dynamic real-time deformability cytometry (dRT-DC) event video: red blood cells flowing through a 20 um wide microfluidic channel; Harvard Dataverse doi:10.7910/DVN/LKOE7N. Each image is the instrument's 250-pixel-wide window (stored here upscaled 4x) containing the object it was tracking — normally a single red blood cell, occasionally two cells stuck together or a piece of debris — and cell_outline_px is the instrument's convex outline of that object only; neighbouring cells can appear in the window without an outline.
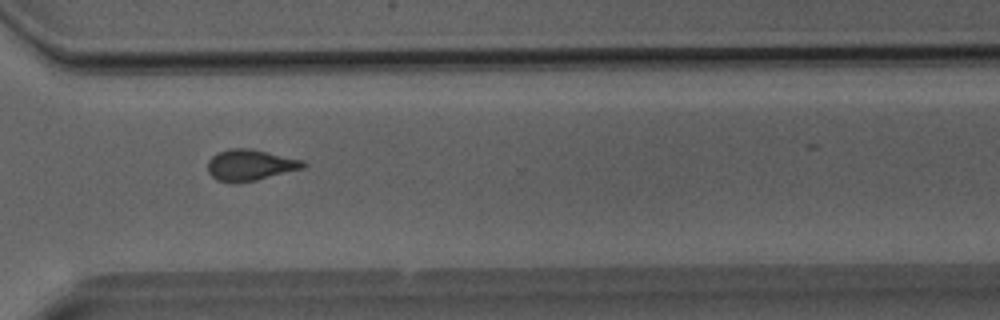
{"species": "Egyptian fruit bat (a non-hibernating species)", "species_latin": "Rousettus aegyptiacus", "temperature_condition": "room temperature", "stored_images_in_passage": 21, "camera_frame_rate_fps": 3000, "um_per_image_px": 0.085, "animal": {"sex": "male"}, "frame": {"image": 1, "passage_image": 17, "time_ms": 5.333, "image_size_px": [1000, 320], "cell_outline_px": [[308, 164], [304, 168], [256, 180], [216, 180], [208, 172], [208, 160], [216, 152], [228, 148], [252, 148], [304, 160]], "centroid_in_image_um": [21.3, 13.97], "position_along_channel_um": 349.3, "area_um2": 17.11}}